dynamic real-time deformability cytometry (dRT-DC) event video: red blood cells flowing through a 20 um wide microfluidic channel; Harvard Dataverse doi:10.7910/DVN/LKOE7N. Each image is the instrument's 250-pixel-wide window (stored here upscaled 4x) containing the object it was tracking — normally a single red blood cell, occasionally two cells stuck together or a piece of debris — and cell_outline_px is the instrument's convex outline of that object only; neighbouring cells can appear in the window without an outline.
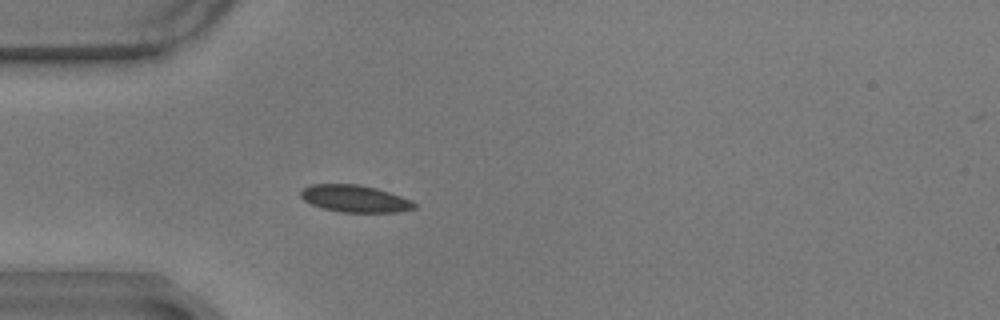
{"species": "common noctule bat (a hibernating species)", "species_latin": "Nyctalus noctula", "temperature_condition": "warm", "stored_images_in_passage": 28, "camera_frame_rate_fps": 3000, "um_per_image_px": 0.085, "animal": {"sex": "male", "body_mass_g": 17.9}, "frame": {"image": 1, "passage_image": 1, "time_ms": 0.0, "image_size_px": [1000, 320], "cell_outline_px": [[416, 208], [400, 212], [340, 212], [324, 208], [312, 204], [304, 200], [300, 196], [300, 192], [304, 188], [312, 184], [356, 184], [376, 188], [412, 200], [416, 204]], "centroid_in_image_um": [30.18, 16.89], "position_along_channel_um": 54.8, "area_um2": 17.8}}
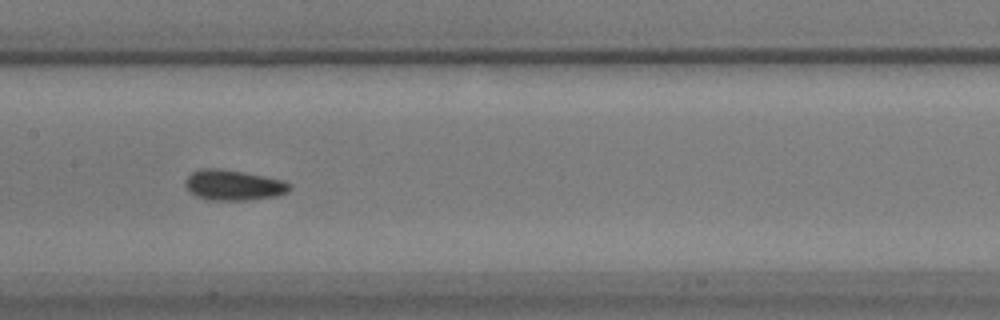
{"frame": {"image": 2, "passage_image": 13, "time_ms": 4.0, "image_size_px": [1000, 320], "cell_outline_px": [[292, 188], [288, 192], [276, 196], [252, 200], [212, 200], [196, 196], [188, 192], [184, 184], [184, 180], [192, 172], [200, 168], [220, 168], [244, 172], [264, 176], [280, 180], [292, 184]], "centroid_in_image_um": [19.82, 15.73], "position_along_channel_um": 187.6, "area_um2": 18.73}}
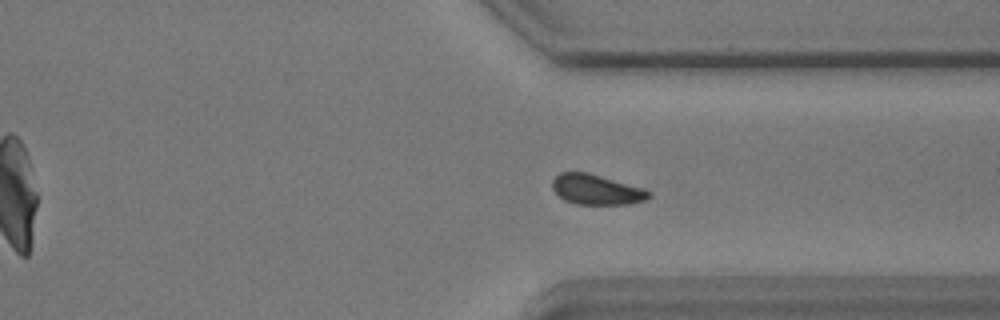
{"frame": {"image": 3, "passage_image": 28, "time_ms": 9.0, "image_size_px": [1000, 320], "cell_outline_px": [[652, 196], [644, 200], [628, 204], [576, 204], [564, 200], [552, 188], [552, 180], [560, 172], [588, 172], [644, 188], [652, 192]], "centroid_in_image_um": [50.71, 16.11], "position_along_channel_um": 360.7, "area_um2": 16.99}}